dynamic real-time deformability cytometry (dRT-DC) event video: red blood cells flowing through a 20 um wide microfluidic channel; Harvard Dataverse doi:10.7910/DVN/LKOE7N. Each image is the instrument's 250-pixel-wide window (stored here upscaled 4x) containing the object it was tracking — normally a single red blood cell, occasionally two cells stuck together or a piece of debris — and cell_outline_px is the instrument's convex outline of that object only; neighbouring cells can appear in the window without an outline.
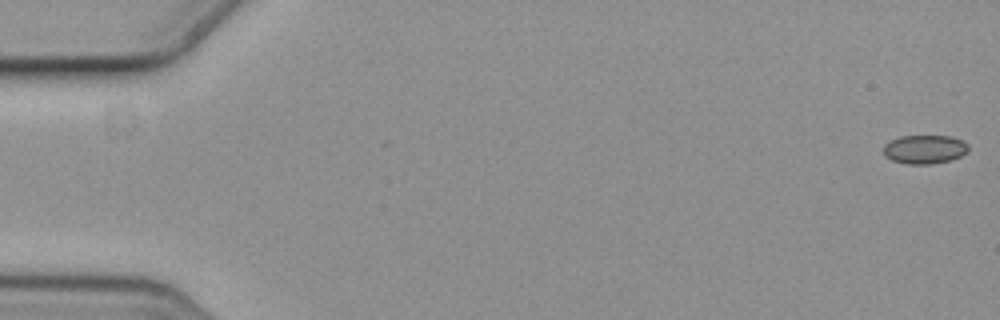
{"species": "common noctule bat (a hibernating species)", "species_latin": "Nyctalus noctula", "temperature_condition": "cold", "stored_images_in_passage": 2, "camera_frame_rate_fps": 3000, "um_per_image_px": 0.085, "animal": {"sex": "female", "body_mass_g": 19.3, "forearm_length_mm": 54.1}, "frame": {"image": 1, "passage_image": 2, "time_ms": 0.333, "image_size_px": [1000, 320], "cell_outline_px": [[968, 152], [952, 160], [928, 164], [908, 164], [892, 160], [884, 156], [884, 144], [900, 136], [952, 136], [964, 140], [968, 144]], "centroid_in_image_um": [78.62, 12.69], "position_along_channel_um": 6.4, "area_um2": 14.33}}